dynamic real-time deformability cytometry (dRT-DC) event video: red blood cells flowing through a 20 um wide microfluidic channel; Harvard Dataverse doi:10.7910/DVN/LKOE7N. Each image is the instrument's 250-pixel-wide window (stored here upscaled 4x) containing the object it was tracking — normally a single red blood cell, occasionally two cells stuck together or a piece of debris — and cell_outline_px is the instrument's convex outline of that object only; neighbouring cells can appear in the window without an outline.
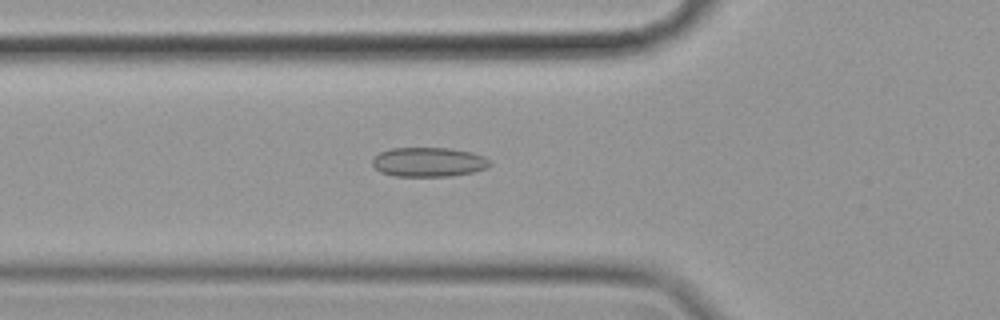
{"species": "common noctule bat (a hibernating species)", "species_latin": "Nyctalus noctula", "temperature_condition": "cold", "stored_images_in_passage": 57, "camera_frame_rate_fps": 3000, "um_per_image_px": 0.085, "animal": {"sex": "female", "body_mass_g": 19.9}, "frame": {"image": 1, "passage_image": 20, "time_ms": 6.333, "image_size_px": [1000, 320], "cell_outline_px": [[492, 164], [484, 168], [472, 172], [452, 176], [396, 176], [380, 172], [372, 164], [372, 160], [380, 152], [392, 148], [452, 148], [472, 152], [484, 156], [492, 160]], "centroid_in_image_um": [36.46, 13.77], "position_along_channel_um": 89.3, "area_um2": 20.17}}
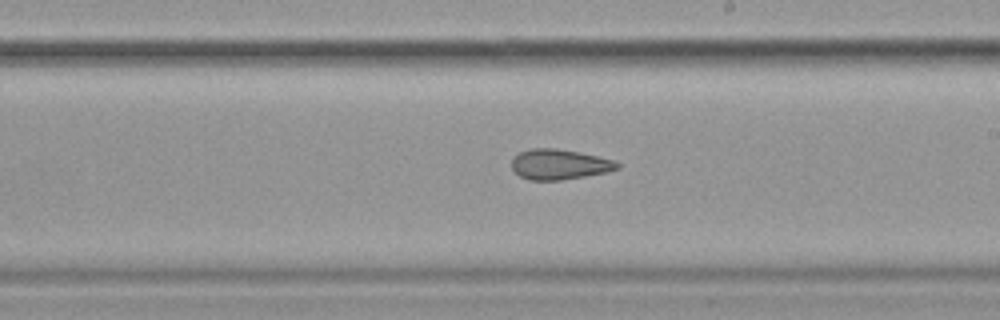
{"frame": {"image": 2, "passage_image": 33, "time_ms": 10.667, "image_size_px": [1000, 320], "cell_outline_px": [[620, 168], [604, 172], [584, 176], [560, 180], [528, 180], [520, 176], [512, 168], [512, 156], [520, 152], [532, 148], [556, 148], [580, 152], [616, 160], [620, 164]], "centroid_in_image_um": [47.54, 13.96], "position_along_channel_um": 241.5, "area_um2": 18.67}}
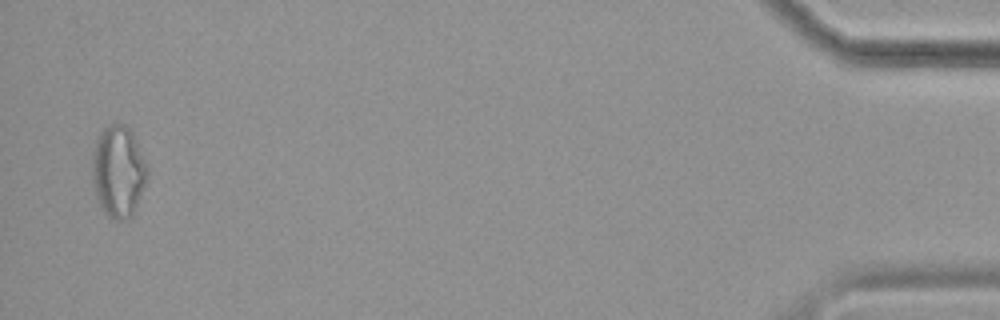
{"frame": {"image": 3, "passage_image": 56, "time_ms": 18.333, "image_size_px": [1000, 320], "cell_outline_px": [[148, 168], [144, 184], [136, 208], [132, 216], [124, 220], [112, 220], [104, 212], [96, 196], [92, 180], [92, 152], [96, 136], [104, 128], [112, 124], [128, 124], [136, 140]], "centroid_in_image_um": [10.03, 14.55], "position_along_channel_um": 425.2, "area_um2": 29.54}, "authors_computed_cell_mechanics": {"area_um2": 21.2126, "velocity_mm_per_s": 3.5059, "shape_relaxation_time_tau1_ms": null, "shape_relaxation_time_tau2_ms": 2.8306, "deformation_change_tau1": null, "deformation_change_tau2": 0.1025}}